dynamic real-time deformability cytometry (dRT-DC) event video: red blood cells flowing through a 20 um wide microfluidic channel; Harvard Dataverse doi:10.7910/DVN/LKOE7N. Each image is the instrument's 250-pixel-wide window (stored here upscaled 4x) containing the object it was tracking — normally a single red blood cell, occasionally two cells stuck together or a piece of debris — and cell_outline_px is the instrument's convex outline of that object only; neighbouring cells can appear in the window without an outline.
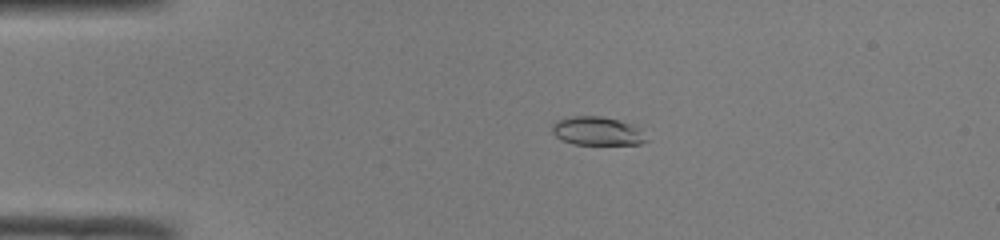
{"species": "common noctule bat (a hibernating species)", "species_latin": "Nyctalus noctula", "temperature_condition": "room temperature", "stored_images_in_passage": 42, "camera_frame_rate_fps": 3000, "um_per_image_px": 0.085, "animal": {"sex": "male", "body_mass_g": 19.0, "forearm_length_mm": 50.8}, "frame": {"image": 1, "passage_image": 3, "time_ms": 0.667, "image_size_px": [1000, 240], "cell_outline_px": [[648, 140], [640, 144], [572, 144], [556, 136], [552, 132], [552, 124], [556, 120], [564, 116], [600, 116], [620, 120], [632, 124]], "centroid_in_image_um": [50.7, 11.12], "position_along_channel_um": 34.3, "area_um2": 15.61}}
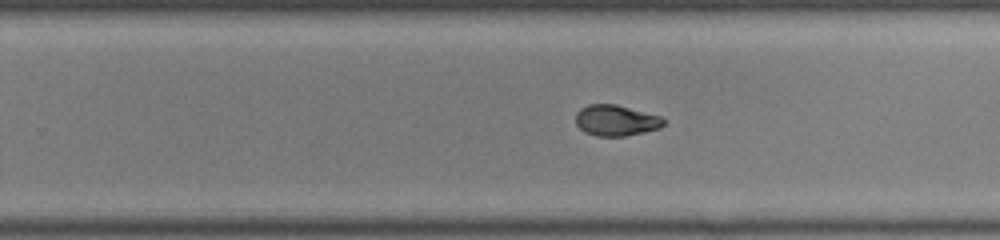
{"frame": {"image": 2, "passage_image": 24, "time_ms": 7.667, "image_size_px": [1000, 240], "cell_outline_px": [[668, 120], [660, 128], [644, 132], [624, 136], [596, 136], [584, 132], [576, 124], [576, 112], [580, 108], [588, 104], [616, 104], [660, 116]], "centroid_in_image_um": [52.36, 10.23], "position_along_channel_um": 277.4, "area_um2": 15.95}}
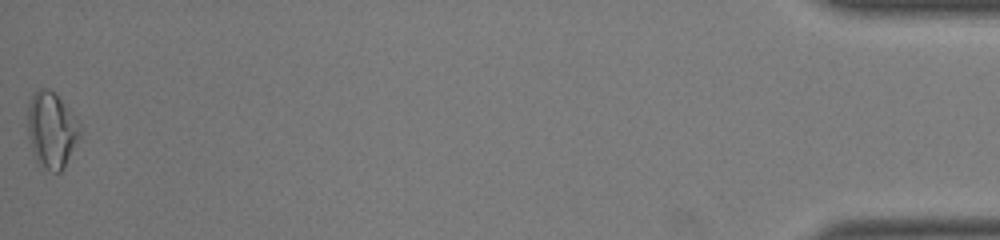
{"frame": {"image": 3, "passage_image": 42, "time_ms": 13.667, "image_size_px": [1000, 240], "cell_outline_px": [[80, 136], [64, 168], [60, 172], [52, 172], [44, 168], [36, 160], [28, 136], [28, 104], [32, 96], [40, 88], [48, 88], [56, 92], [76, 116], [80, 124]], "centroid_in_image_um": [4.4, 11.02], "position_along_channel_um": 430.8, "area_um2": 23.29}, "authors_computed_cell_mechanics": {"area_um2": 16.6175, "velocity_mm_per_s": 4.1277, "shape_relaxation_time_tau1_ms": null, "shape_relaxation_time_tau2_ms": 2.5197, "deformation_change_tau1": null, "deformation_change_tau2": 0.0632}}